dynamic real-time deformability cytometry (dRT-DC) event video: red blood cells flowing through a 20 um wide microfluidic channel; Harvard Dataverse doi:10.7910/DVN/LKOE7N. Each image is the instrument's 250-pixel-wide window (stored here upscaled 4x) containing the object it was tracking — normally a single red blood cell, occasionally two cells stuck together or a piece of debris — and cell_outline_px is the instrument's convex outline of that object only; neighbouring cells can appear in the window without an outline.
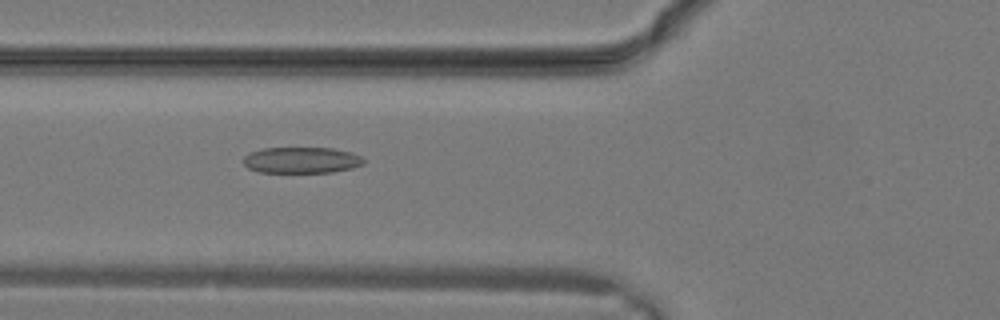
{"species": "common noctule bat (a hibernating species)", "species_latin": "Nyctalus noctula", "temperature_condition": "warm", "stored_images_in_passage": 11, "camera_frame_rate_fps": 3000, "um_per_image_px": 0.085, "animal": {"sex": "male", "body_mass_g": 19.2, "forearm_length_mm": 51.8}, "frame": {"image": 1, "passage_image": 11, "time_ms": 3.333, "image_size_px": [1000, 320], "cell_outline_px": [[364, 164], [352, 168], [332, 172], [260, 172], [248, 168], [244, 164], [244, 156], [248, 152], [264, 148], [332, 148], [352, 152], [360, 156], [364, 160]], "centroid_in_image_um": [25.62, 13.61], "position_along_channel_um": 100.2, "area_um2": 18.32}}